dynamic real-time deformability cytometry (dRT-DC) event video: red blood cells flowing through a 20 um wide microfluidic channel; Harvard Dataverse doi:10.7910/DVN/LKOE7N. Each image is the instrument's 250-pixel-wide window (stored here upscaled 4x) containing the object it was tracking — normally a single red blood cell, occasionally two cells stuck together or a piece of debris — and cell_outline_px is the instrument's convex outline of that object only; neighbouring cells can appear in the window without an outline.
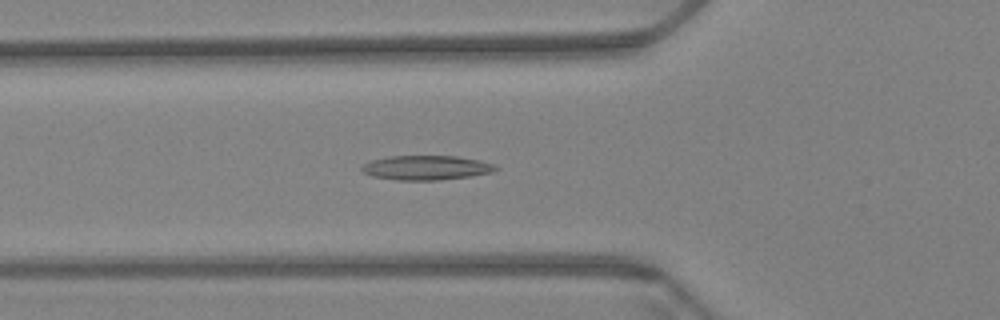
{"species": "Egyptian fruit bat (a non-hibernating species)", "species_latin": "Rousettus aegyptiacus", "temperature_condition": "warm", "stored_images_in_passage": 59, "camera_frame_rate_fps": 3000, "um_per_image_px": 0.085, "animal": {"sex": "female"}, "frame": {"image": 1, "passage_image": 21, "time_ms": 6.667, "image_size_px": [1000, 320], "cell_outline_px": [[500, 168], [492, 172], [468, 176], [436, 180], [400, 180], [372, 176], [364, 172], [360, 168], [364, 164], [372, 160], [388, 156], [456, 156], [480, 160], [492, 164]], "centroid_in_image_um": [36.22, 14.25], "position_along_channel_um": 89.6, "area_um2": 18.84}}
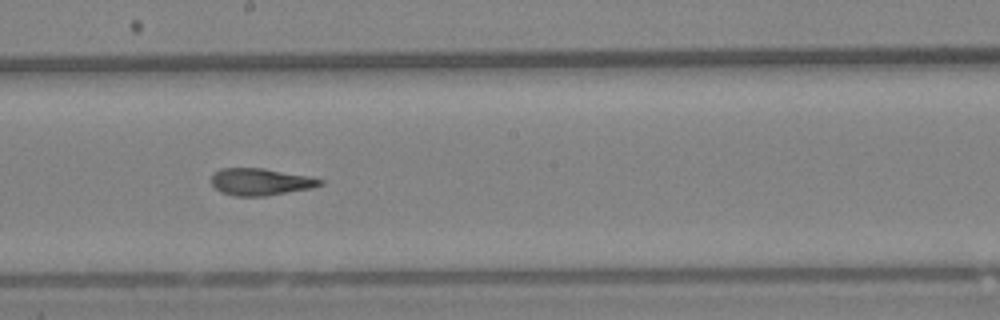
{"frame": {"image": 2, "passage_image": 33, "time_ms": 10.667, "image_size_px": [1000, 320], "cell_outline_px": [[324, 184], [312, 188], [264, 196], [236, 196], [224, 192], [216, 188], [212, 184], [212, 176], [220, 168], [264, 168], [308, 176], [324, 180]], "centroid_in_image_um": [22.18, 15.45], "position_along_channel_um": 226.0, "area_um2": 16.94}}
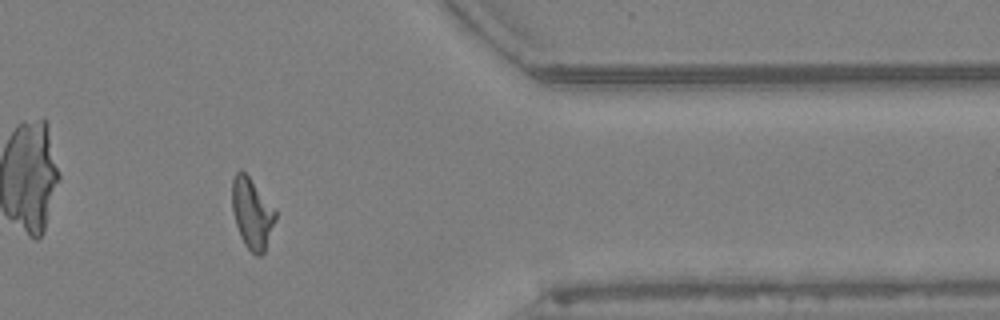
{"frame": {"image": 3, "passage_image": 49, "time_ms": 16.0, "image_size_px": [1000, 320], "cell_outline_px": [[276, 220], [264, 252], [260, 256], [256, 256], [244, 244], [240, 236], [236, 224], [232, 208], [232, 180], [236, 172], [240, 168], [248, 176], [276, 212]], "centroid_in_image_um": [21.4, 18.15], "position_along_channel_um": 390.0, "area_um2": 17.51}, "authors_computed_cell_mechanics": {"area_um2": 17.629, "velocity_mm_per_s": 3.4229, "shape_relaxation_time_tau1_ms": null, "shape_relaxation_time_tau2_ms": 2.2994, "deformation_change_tau1": null, "deformation_change_tau2": 0.0995}}